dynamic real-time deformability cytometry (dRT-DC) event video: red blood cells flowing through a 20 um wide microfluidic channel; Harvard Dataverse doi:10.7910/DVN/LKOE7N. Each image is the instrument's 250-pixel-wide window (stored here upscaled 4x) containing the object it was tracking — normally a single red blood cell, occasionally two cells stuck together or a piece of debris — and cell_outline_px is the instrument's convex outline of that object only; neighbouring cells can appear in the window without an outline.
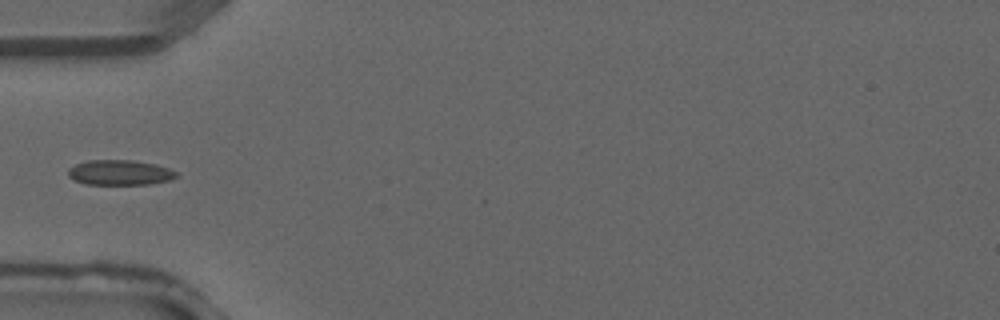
{"species": "common noctule bat (a hibernating species)", "species_latin": "Nyctalus noctula", "temperature_condition": "warm", "stored_images_in_passage": 3, "camera_frame_rate_fps": 3000, "um_per_image_px": 0.085, "animal": {"sex": "male", "forearm_length_mm": 52.5}, "frame": {"image": 1, "passage_image": 3, "time_ms": 0.667, "image_size_px": [1000, 320], "cell_outline_px": [[180, 176], [172, 180], [148, 184], [88, 184], [76, 180], [68, 176], [68, 168], [76, 164], [88, 160], [132, 160], [156, 164], [168, 168], [176, 172]], "centroid_in_image_um": [10.23, 14.66], "position_along_channel_um": 74.8, "area_um2": 15.84}}